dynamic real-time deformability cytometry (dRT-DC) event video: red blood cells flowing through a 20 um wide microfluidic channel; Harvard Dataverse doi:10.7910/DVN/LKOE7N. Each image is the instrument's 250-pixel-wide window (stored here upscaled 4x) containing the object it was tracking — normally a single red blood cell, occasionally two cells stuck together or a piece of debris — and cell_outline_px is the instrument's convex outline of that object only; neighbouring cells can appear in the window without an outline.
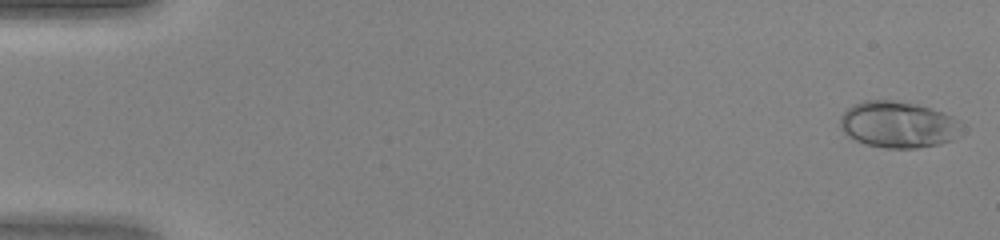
{"species": "human", "species_latin": "Homo sapiens", "temperature_condition": "warm", "stored_images_in_passage": 46, "camera_frame_rate_fps": 3000, "um_per_image_px": 0.085, "donor": {"sex": "female"}, "frame": {"image": 1, "passage_image": 1, "time_ms": 0.0, "image_size_px": [1000, 240], "cell_outline_px": [[964, 124], [952, 140], [940, 144], [916, 148], [884, 148], [864, 144], [848, 136], [840, 128], [840, 116], [852, 104], [864, 100], [888, 100], [916, 104], [944, 112], [960, 120]], "centroid_in_image_um": [76.33, 10.59], "position_along_channel_um": 8.7, "area_um2": 33.06}}
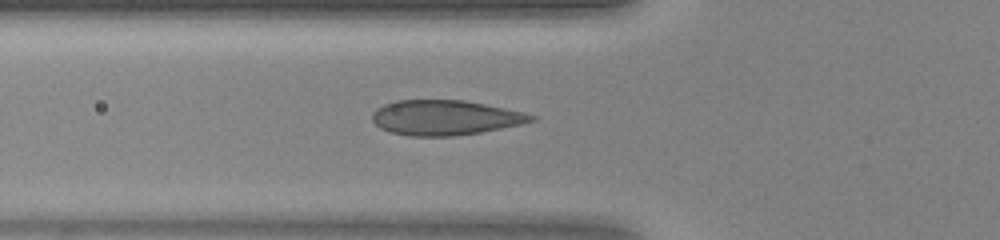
{"frame": {"image": 2, "passage_image": 17, "time_ms": 5.333, "image_size_px": [1000, 240], "cell_outline_px": [[536, 120], [520, 124], [480, 132], [452, 136], [408, 136], [392, 132], [380, 128], [372, 120], [372, 112], [376, 108], [384, 104], [396, 100], [464, 100], [524, 112], [536, 116]], "centroid_in_image_um": [37.8, 9.99], "position_along_channel_um": 88.0, "area_um2": 32.25}}
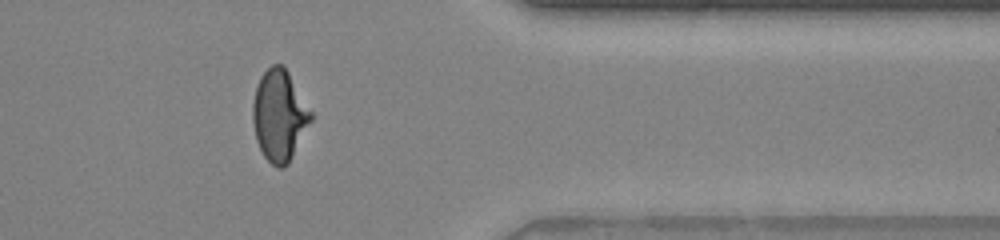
{"frame": {"image": 3, "passage_image": 38, "time_ms": 12.333, "image_size_px": [1000, 240], "cell_outline_px": [[312, 120], [288, 164], [284, 168], [276, 168], [264, 156], [256, 140], [252, 120], [252, 104], [256, 88], [260, 76], [272, 64], [284, 64], [312, 112]], "centroid_in_image_um": [23.74, 9.81], "position_along_channel_um": 387.7, "area_um2": 30.92}}